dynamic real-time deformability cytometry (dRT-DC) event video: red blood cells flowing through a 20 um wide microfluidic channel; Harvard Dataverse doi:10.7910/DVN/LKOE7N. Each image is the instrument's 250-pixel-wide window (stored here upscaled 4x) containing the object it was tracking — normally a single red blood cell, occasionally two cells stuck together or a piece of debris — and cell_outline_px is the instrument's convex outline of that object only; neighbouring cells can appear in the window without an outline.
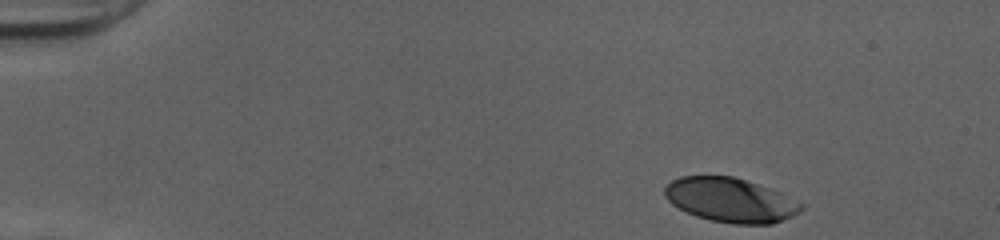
{"species": "human", "species_latin": "Homo sapiens", "temperature_condition": "cold", "stored_images_in_passage": 37, "camera_frame_rate_fps": 3000, "um_per_image_px": 0.085, "donor": {"sex": "female"}, "frame": {"image": 1, "passage_image": 1, "time_ms": 0.0, "image_size_px": [1000, 240], "cell_outline_px": [[804, 208], [800, 212], [792, 216], [772, 224], [732, 224], [712, 220], [696, 216], [672, 204], [664, 196], [664, 188], [672, 180], [680, 176], [732, 176], [768, 188], [804, 204]], "centroid_in_image_um": [62.07, 17.01], "position_along_channel_um": 22.9, "area_um2": 34.85}}
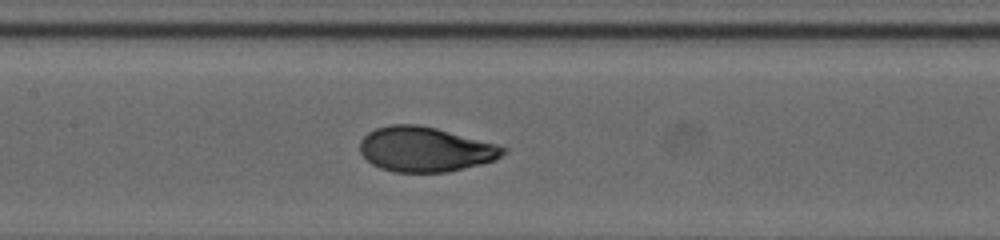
{"frame": {"image": 2, "passage_image": 20, "time_ms": 6.333, "image_size_px": [1000, 240], "cell_outline_px": [[508, 152], [496, 160], [448, 172], [392, 172], [380, 168], [372, 164], [360, 152], [360, 140], [368, 132], [376, 128], [388, 124], [420, 124], [436, 128], [496, 144], [508, 148]], "centroid_in_image_um": [36.15, 12.69], "position_along_channel_um": 171.3, "area_um2": 37.57}}
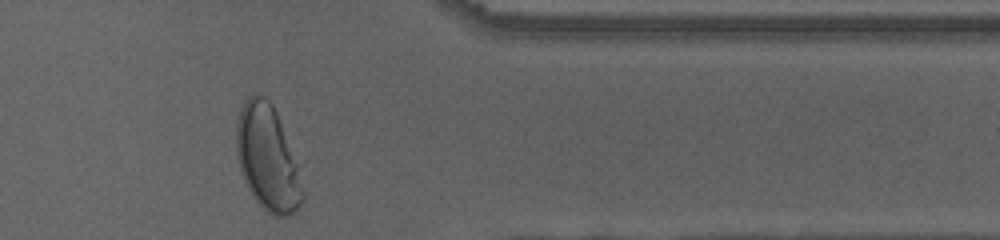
{"frame": {"image": 3, "passage_image": 37, "time_ms": 12.0, "image_size_px": [1000, 240], "cell_outline_px": [[308, 160], [304, 200], [288, 216], [276, 216], [268, 212], [256, 200], [248, 188], [244, 180], [236, 156], [236, 124], [240, 108], [244, 100], [252, 92], [256, 92], [264, 96], [272, 104], [308, 156]], "centroid_in_image_um": [22.96, 13.34], "position_along_channel_um": 388.4, "area_um2": 44.85}, "authors_computed_cell_mechanics": {"area_um2": 37.281, "velocity_mm_per_s": 4.0105, "shape_relaxation_time_tau1_ms": 3.9669, "shape_relaxation_time_tau2_ms": null, "deformation_change_tau1": 0.1858, "deformation_change_tau2": null}}